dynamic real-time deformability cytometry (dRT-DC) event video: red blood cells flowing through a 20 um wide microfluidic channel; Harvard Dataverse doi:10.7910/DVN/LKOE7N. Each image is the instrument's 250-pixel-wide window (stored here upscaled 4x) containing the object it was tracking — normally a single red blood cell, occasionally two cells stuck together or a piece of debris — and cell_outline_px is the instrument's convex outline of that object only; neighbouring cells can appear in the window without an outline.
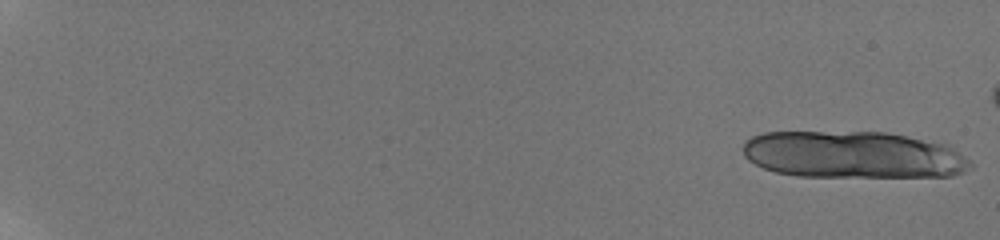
{"species": "human", "species_latin": "Homo sapiens", "temperature_condition": "room temperature", "stored_images_in_passage": 22, "camera_frame_rate_fps": 3000, "um_per_image_px": 0.085, "donor": {"sex": "male"}, "frame": {"image": 1, "passage_image": 1, "time_ms": 0.0, "image_size_px": [1000, 240], "cell_outline_px": [[972, 168], [964, 172], [952, 176], [800, 176], [776, 172], [764, 168], [748, 160], [744, 156], [744, 140], [752, 136], [764, 132], [888, 132], [944, 144], [952, 148], [964, 156], [972, 164]], "centroid_in_image_um": [72.5, 13.15], "position_along_channel_um": 12.5, "area_um2": 62.08}}